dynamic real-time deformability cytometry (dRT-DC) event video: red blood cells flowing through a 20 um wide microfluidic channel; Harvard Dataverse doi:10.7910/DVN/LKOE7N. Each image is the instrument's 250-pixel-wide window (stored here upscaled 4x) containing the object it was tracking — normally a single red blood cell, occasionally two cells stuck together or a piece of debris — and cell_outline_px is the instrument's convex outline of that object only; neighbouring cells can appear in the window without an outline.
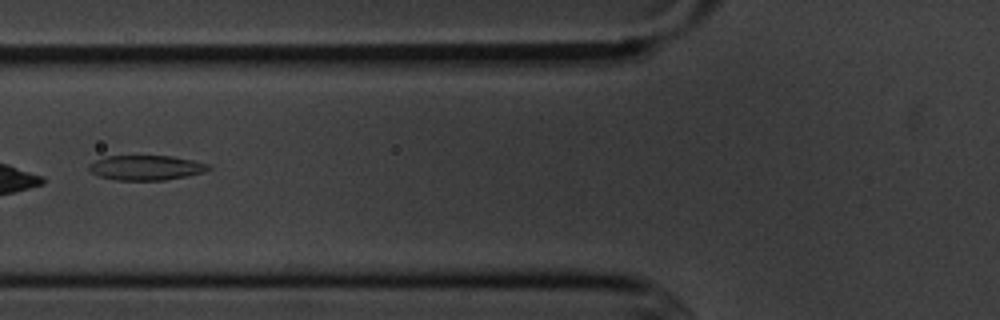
{"species": "common noctule bat (a hibernating species)", "species_latin": "Nyctalus noctula", "temperature_condition": "cold", "stored_images_in_passage": 10, "camera_frame_rate_fps": 3000, "um_per_image_px": 0.085, "animal": {"sex": "male", "body_mass_g": 20.1, "forearm_length_mm": 53.5}, "frame": {"image": 1, "passage_image": 5, "time_ms": 5.0, "image_size_px": [1000, 320], "cell_outline_px": [[212, 168], [204, 172], [164, 180], [116, 180], [100, 176], [92, 172], [88, 168], [88, 164], [104, 156], [172, 156], [192, 160], [208, 164]], "centroid_in_image_um": [12.4, 14.25], "position_along_channel_um": 113.4, "area_um2": 17.17}}
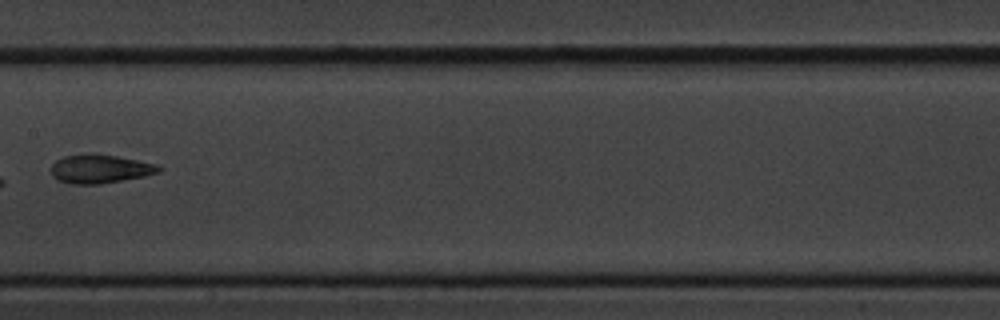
{"frame": {"image": 2, "passage_image": 7, "time_ms": 7.333, "image_size_px": [1000, 320], "cell_outline_px": [[164, 168], [160, 172], [144, 176], [124, 180], [100, 184], [72, 184], [56, 180], [52, 176], [52, 164], [56, 160], [64, 156], [88, 152], [96, 152], [156, 164]], "centroid_in_image_um": [8.49, 14.34], "position_along_channel_um": 198.9, "area_um2": 18.32}}
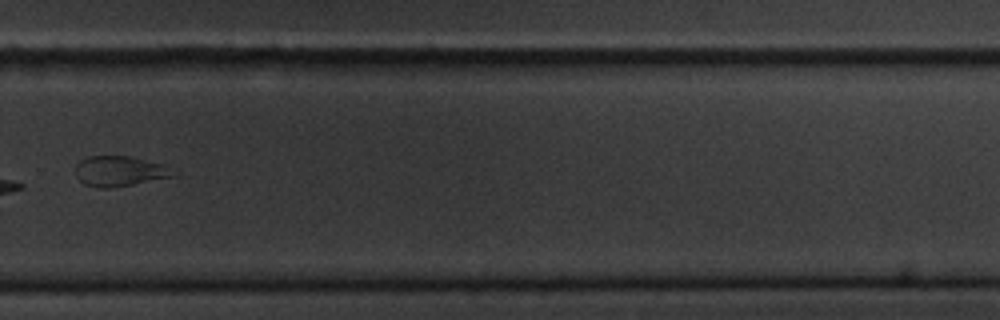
{"frame": {"image": 3, "passage_image": 10, "time_ms": 10.667, "image_size_px": [1000, 320], "cell_outline_px": [[172, 176], [132, 184], [108, 188], [100, 188], [84, 184], [76, 176], [76, 164], [80, 160], [88, 156], [128, 156], [160, 164]], "centroid_in_image_um": [9.99, 14.55], "position_along_channel_um": 319.8, "area_um2": 16.42}}